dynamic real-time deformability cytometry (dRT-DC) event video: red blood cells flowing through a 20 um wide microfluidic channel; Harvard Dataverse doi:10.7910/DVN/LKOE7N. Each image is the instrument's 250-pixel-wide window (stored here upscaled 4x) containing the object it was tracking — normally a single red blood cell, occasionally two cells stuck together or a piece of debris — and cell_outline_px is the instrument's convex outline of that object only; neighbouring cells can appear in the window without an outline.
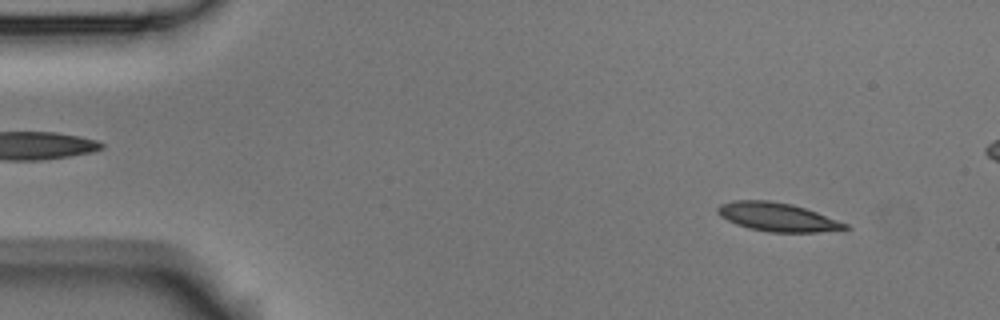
{"species": "Egyptian fruit bat (a non-hibernating species)", "species_latin": "Rousettus aegyptiacus", "temperature_condition": "room temperature", "stored_images_in_passage": 4, "camera_frame_rate_fps": 3000, "um_per_image_px": 0.085, "animal": {"sex": "male"}, "frame": {"image": 1, "passage_image": 1, "time_ms": 0.0, "image_size_px": [1000, 320], "cell_outline_px": [[852, 228], [844, 232], [768, 232], [748, 228], [736, 224], [720, 216], [716, 212], [716, 208], [720, 204], [732, 200], [768, 200], [792, 204], [816, 212], [848, 224]], "centroid_in_image_um": [66.13, 18.46], "position_along_channel_um": 18.9, "area_um2": 21.62}}